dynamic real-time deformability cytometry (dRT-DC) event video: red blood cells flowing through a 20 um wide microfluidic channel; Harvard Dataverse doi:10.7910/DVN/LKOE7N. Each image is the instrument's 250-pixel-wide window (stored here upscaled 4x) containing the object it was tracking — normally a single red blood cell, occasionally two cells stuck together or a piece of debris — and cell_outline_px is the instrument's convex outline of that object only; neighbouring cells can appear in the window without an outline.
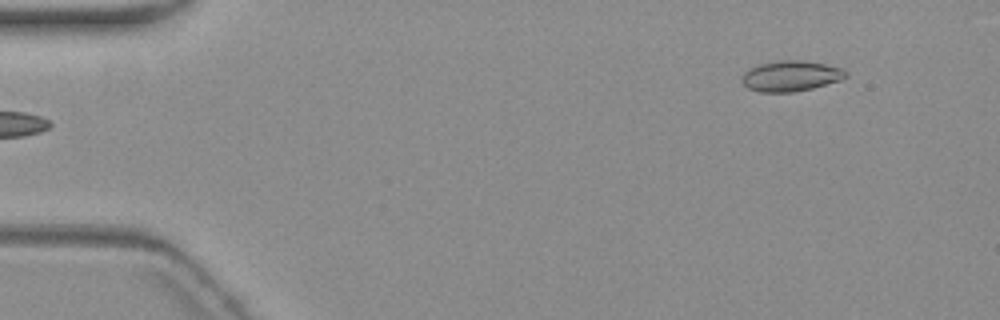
{"species": "common noctule bat (a hibernating species)", "species_latin": "Nyctalus noctula", "temperature_condition": "warm", "stored_images_in_passage": 4, "segment_of_instrument_passage": [2, 2], "camera_frame_rate_fps": 3000, "um_per_image_px": 0.085, "animal": {"sex": "female", "body_mass_g": 19.3, "forearm_length_mm": 54.1}, "frame": {"image": 1, "passage_image": 4, "time_ms": 4.0, "image_size_px": [1000, 320], "cell_outline_px": [[848, 76], [840, 80], [812, 88], [792, 92], [760, 92], [748, 88], [740, 80], [740, 76], [744, 72], [760, 64], [780, 60], [800, 60], [824, 64], [844, 68], [848, 72]], "centroid_in_image_um": [67.22, 6.46], "position_along_channel_um": 17.8, "area_um2": 18.5}}